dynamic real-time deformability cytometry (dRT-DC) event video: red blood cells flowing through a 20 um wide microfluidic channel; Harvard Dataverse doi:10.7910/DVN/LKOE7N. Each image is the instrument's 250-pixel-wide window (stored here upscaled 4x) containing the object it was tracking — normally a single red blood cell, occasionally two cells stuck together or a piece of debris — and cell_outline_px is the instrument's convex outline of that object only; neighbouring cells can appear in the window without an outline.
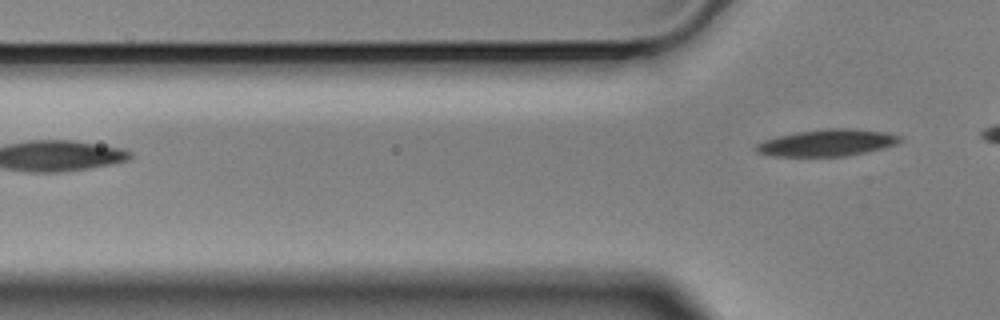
{"species": "Egyptian fruit bat (a non-hibernating species)", "species_latin": "Rousettus aegyptiacus", "temperature_condition": "cold", "stored_images_in_passage": 2, "camera_frame_rate_fps": 3000, "um_per_image_px": 0.085, "animal": {"sex": "male"}, "frame": {"image": 1, "passage_image": 2, "time_ms": 0.333, "image_size_px": [1000, 320], "cell_outline_px": [[904, 140], [896, 144], [884, 148], [844, 156], [772, 156], [756, 152], [752, 148], [756, 144], [764, 140], [776, 136], [796, 132], [828, 128], [856, 128], [884, 132], [904, 136]], "centroid_in_image_um": [70.31, 12.12], "position_along_channel_um": 55.5, "area_um2": 22.72}}